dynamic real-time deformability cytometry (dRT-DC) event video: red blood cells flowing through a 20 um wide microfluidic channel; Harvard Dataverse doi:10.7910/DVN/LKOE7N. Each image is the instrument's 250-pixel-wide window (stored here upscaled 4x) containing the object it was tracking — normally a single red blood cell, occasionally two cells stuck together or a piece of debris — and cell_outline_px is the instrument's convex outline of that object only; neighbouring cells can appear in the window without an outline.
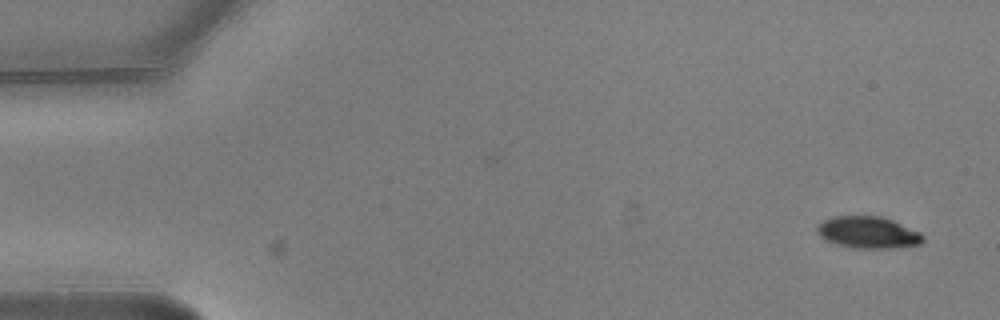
{"species": "common noctule bat (a hibernating species)", "species_latin": "Nyctalus noctula", "temperature_condition": "warm", "stored_images_in_passage": 3, "camera_frame_rate_fps": 3000, "um_per_image_px": 0.085, "animal": {"sex": "male", "body_mass_g": 20.5, "forearm_length_mm": 52.5}, "frame": {"image": 1, "passage_image": 3, "time_ms": 0.667, "image_size_px": [1000, 320], "cell_outline_px": [[924, 240], [920, 244], [896, 248], [856, 248], [824, 240], [816, 232], [816, 228], [824, 220], [832, 216], [880, 216], [892, 220], [920, 232], [924, 236]], "centroid_in_image_um": [73.79, 19.75], "position_along_channel_um": 11.2, "area_um2": 19.54}}